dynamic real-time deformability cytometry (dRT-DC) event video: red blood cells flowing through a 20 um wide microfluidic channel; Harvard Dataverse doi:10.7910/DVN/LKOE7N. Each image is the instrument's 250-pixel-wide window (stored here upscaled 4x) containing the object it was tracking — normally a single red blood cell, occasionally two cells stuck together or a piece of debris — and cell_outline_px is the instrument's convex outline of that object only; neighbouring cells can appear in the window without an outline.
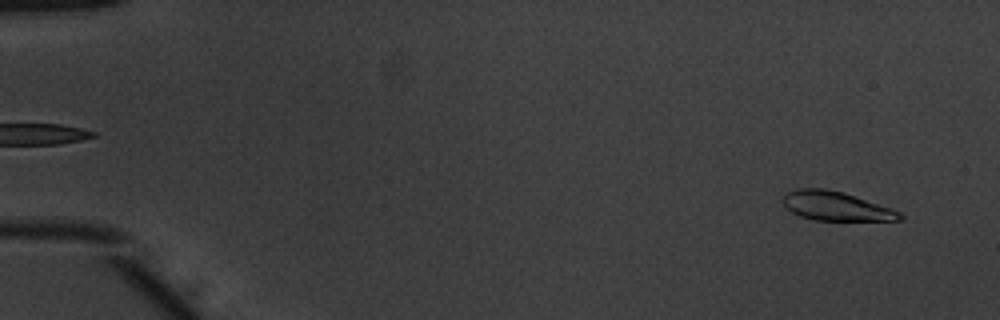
{"species": "common noctule bat (a hibernating species)", "species_latin": "Nyctalus noctula", "temperature_condition": "warm", "stored_images_in_passage": 51, "camera_frame_rate_fps": 3000, "um_per_image_px": 0.085, "animal": {"sex": "male", "body_mass_g": 20.1, "forearm_length_mm": 53.5}, "frame": {"image": 1, "passage_image": 3, "time_ms": 0.667, "image_size_px": [1000, 320], "cell_outline_px": [[904, 220], [816, 220], [800, 216], [784, 208], [780, 200], [784, 192], [796, 188], [824, 188], [844, 192], [892, 208], [900, 212], [904, 216]], "centroid_in_image_um": [71.0, 17.5], "position_along_channel_um": 14.0, "area_um2": 20.17}}
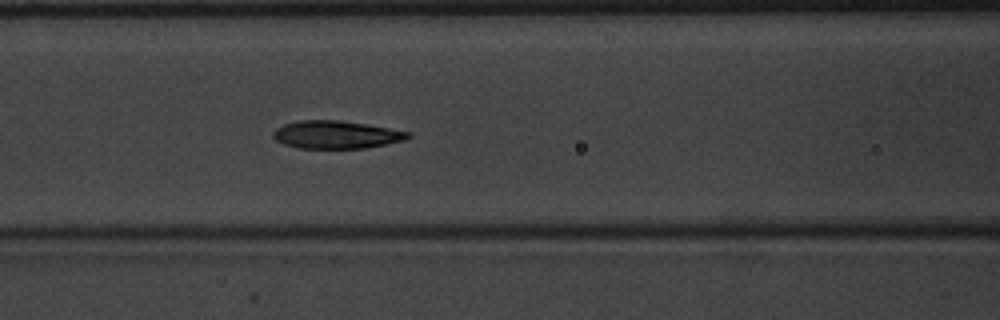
{"frame": {"image": 2, "passage_image": 23, "time_ms": 7.333, "image_size_px": [1000, 320], "cell_outline_px": [[412, 136], [404, 140], [368, 148], [300, 148], [284, 144], [276, 140], [272, 136], [272, 132], [276, 128], [284, 124], [300, 120], [340, 120], [368, 124], [412, 132]], "centroid_in_image_um": [28.6, 11.44], "position_along_channel_um": 138.0, "area_um2": 22.02}}
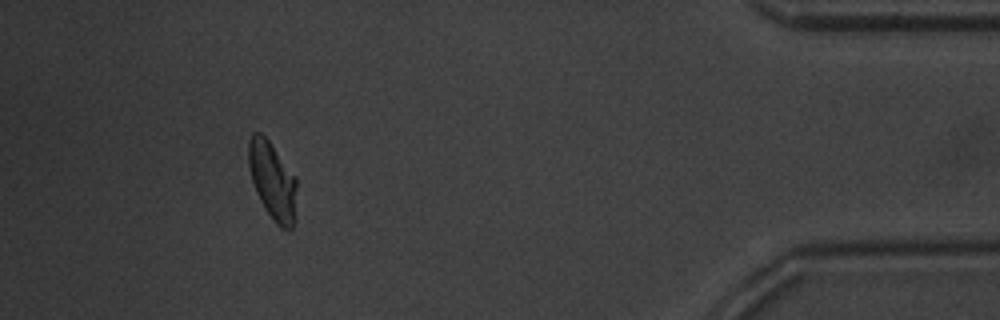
{"frame": {"image": 3, "passage_image": 48, "time_ms": 15.667, "image_size_px": [1000, 320], "cell_outline_px": [[296, 220], [292, 228], [288, 232], [280, 228], [276, 224], [264, 208], [256, 192], [252, 180], [248, 164], [248, 140], [252, 132], [260, 132], [268, 140], [296, 176]], "centroid_in_image_um": [23.18, 15.41], "position_along_channel_um": 412.0, "area_um2": 22.2}, "authors_computed_cell_mechanics": {"area_um2": 21.6172, "velocity_mm_per_s": 3.9149, "shape_relaxation_time_tau1_ms": 2.1763, "shape_relaxation_time_tau2_ms": 1.8168, "deformation_change_tau1": 0.152, "deformation_change_tau2": 0.0731}}